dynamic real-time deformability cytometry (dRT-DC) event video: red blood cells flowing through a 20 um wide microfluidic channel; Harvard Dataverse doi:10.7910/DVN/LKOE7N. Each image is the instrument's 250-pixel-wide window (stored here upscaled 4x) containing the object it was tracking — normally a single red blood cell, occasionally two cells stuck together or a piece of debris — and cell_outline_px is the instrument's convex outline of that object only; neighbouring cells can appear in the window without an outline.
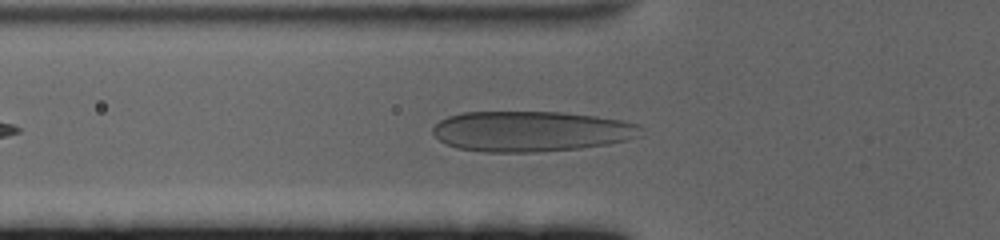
{"species": "human", "species_latin": "Homo sapiens", "temperature_condition": "cold", "stored_images_in_passage": 43, "camera_frame_rate_fps": 3000, "um_per_image_px": 0.085, "donor": {"sex": "female"}, "frame": {"image": 1, "passage_image": 7, "time_ms": 2.0, "image_size_px": [1000, 240], "cell_outline_px": [[640, 136], [628, 140], [608, 144], [580, 148], [536, 152], [484, 152], [456, 148], [440, 140], [432, 132], [432, 128], [440, 120], [448, 116], [464, 112], [564, 112], [596, 116], [620, 120], [640, 124]], "centroid_in_image_um": [45.14, 11.16], "position_along_channel_um": 80.7, "area_um2": 49.13}}
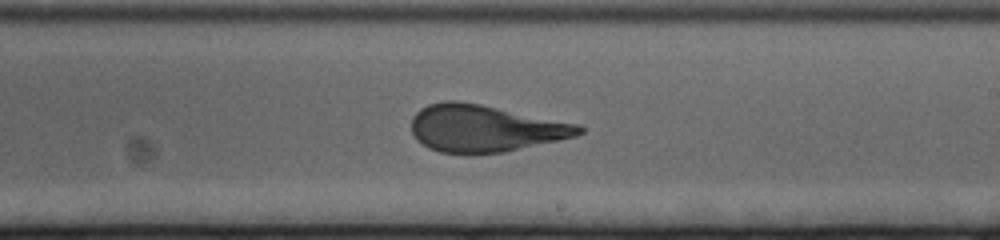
{"frame": {"image": 2, "passage_image": 22, "time_ms": 7.0, "image_size_px": [1000, 240], "cell_outline_px": [[584, 132], [576, 136], [560, 140], [504, 152], [472, 156], [440, 152], [428, 148], [416, 140], [412, 132], [412, 116], [420, 108], [428, 104], [444, 100], [456, 100], [480, 104], [580, 124], [584, 128]], "centroid_in_image_um": [41.19, 10.93], "position_along_channel_um": 247.8, "area_um2": 46.64}}
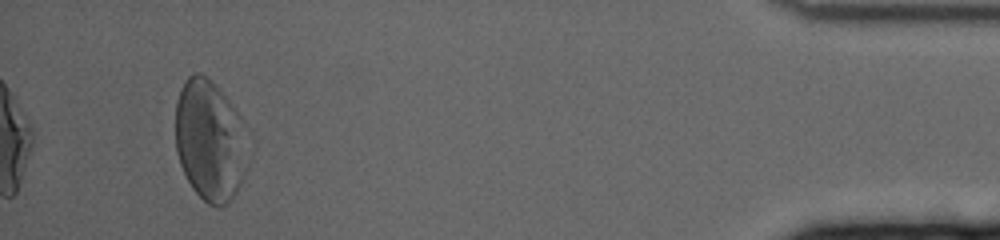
{"frame": {"image": 3, "passage_image": 43, "time_ms": 14.0, "image_size_px": [1000, 240], "cell_outline_px": [[244, 172], [240, 184], [232, 200], [228, 204], [220, 208], [216, 208], [208, 204], [192, 188], [180, 164], [176, 152], [176, 104], [180, 88], [184, 80], [192, 72], [200, 72], [228, 100], [240, 116]], "centroid_in_image_um": [17.75, 11.97], "position_along_channel_um": 417.4, "area_um2": 49.71}, "authors_computed_cell_mechanics": {"area_um2": 46.6446, "velocity_mm_per_s": 3.3375, "shape_relaxation_time_tau1_ms": 7.4275, "shape_relaxation_time_tau2_ms": null, "deformation_change_tau1": 0.2232, "deformation_change_tau2": null}}